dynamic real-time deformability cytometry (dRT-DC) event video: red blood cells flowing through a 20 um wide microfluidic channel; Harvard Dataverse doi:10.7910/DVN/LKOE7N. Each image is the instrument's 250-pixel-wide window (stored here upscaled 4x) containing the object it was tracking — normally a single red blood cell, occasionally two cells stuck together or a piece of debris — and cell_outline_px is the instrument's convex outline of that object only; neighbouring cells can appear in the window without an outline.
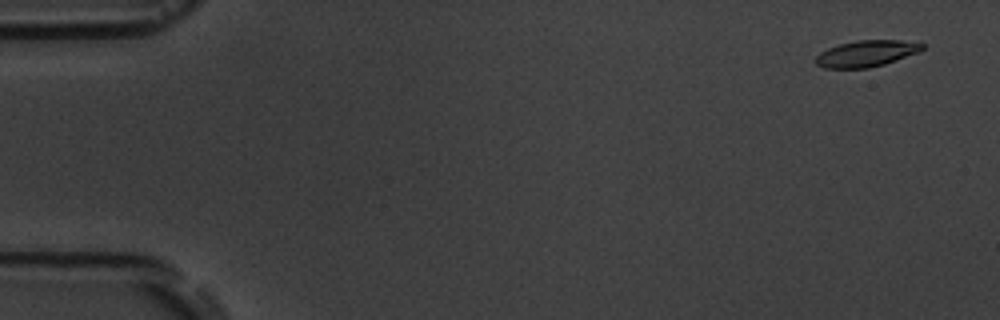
{"species": "common noctule bat (a hibernating species)", "species_latin": "Nyctalus noctula", "temperature_condition": "room temperature", "stored_images_in_passage": 15, "camera_frame_rate_fps": 3000, "um_per_image_px": 0.085, "animal": {"sex": "male", "body_mass_g": 19.5, "forearm_length_mm": 54.6}, "frame": {"image": 1, "passage_image": 1, "time_ms": 0.0, "image_size_px": [1000, 320], "cell_outline_px": [[924, 48], [920, 52], [884, 64], [868, 68], [824, 68], [816, 64], [812, 60], [820, 52], [828, 48], [840, 44], [856, 40], [920, 40], [924, 44]], "centroid_in_image_um": [73.68, 4.53], "position_along_channel_um": 11.3, "area_um2": 16.7}}
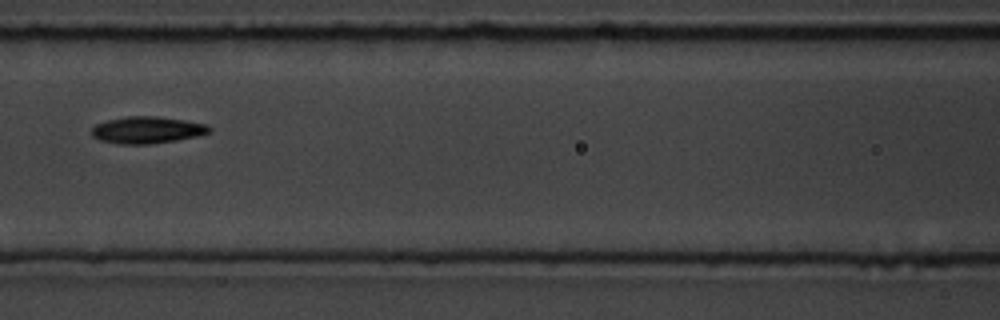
{"frame": {"image": 2, "passage_image": 7, "time_ms": 7.667, "image_size_px": [1000, 320], "cell_outline_px": [[212, 132], [196, 136], [176, 140], [152, 144], [116, 144], [100, 140], [92, 136], [88, 132], [96, 124], [108, 120], [128, 116], [156, 116], [184, 120], [208, 124], [212, 128]], "centroid_in_image_um": [12.5, 11.05], "position_along_channel_um": 154.1, "area_um2": 18.61}}
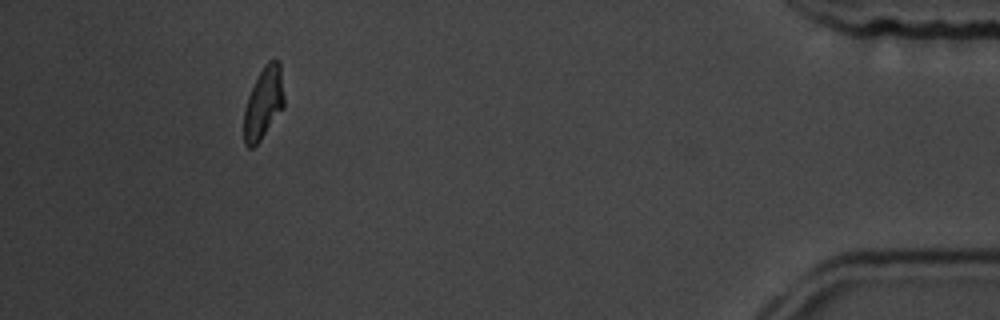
{"frame": {"image": 3, "passage_image": 14, "time_ms": 16.667, "image_size_px": [1000, 320], "cell_outline_px": [[284, 108], [260, 140], [252, 148], [248, 148], [244, 144], [244, 108], [248, 96], [264, 64], [268, 60], [276, 60], [280, 64], [284, 96]], "centroid_in_image_um": [22.4, 8.77], "position_along_channel_um": 412.8, "area_um2": 16.76}, "authors_computed_cell_mechanics": {"area_um2": 17.051, "velocity_mm_per_s": 3.569, "shape_relaxation_time_tau1_ms": 1.5203, "shape_relaxation_time_tau2_ms": 1.1827, "deformation_change_tau1": 0.082, "deformation_change_tau2": 0.0281}}